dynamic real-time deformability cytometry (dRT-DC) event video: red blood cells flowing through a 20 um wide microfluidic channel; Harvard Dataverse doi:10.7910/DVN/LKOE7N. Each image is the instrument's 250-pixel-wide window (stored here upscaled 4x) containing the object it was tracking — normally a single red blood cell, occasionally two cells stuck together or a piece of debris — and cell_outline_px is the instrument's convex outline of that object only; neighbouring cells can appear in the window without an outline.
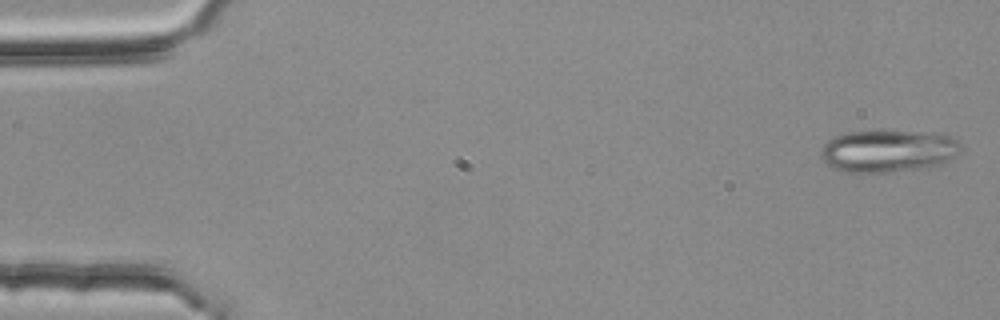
{"species": "common noctule bat (a hibernating species)", "species_latin": "Nyctalus noctula", "temperature_condition": "room temperature", "stored_images_in_passage": 3, "camera_frame_rate_fps": 3000, "um_per_image_px": 0.085, "animal": {"sex": "female", "body_mass_g": 25.1}, "frame": {"image": 1, "passage_image": 1, "time_ms": 0.0, "image_size_px": [1000, 320], "cell_outline_px": [[960, 148], [948, 160], [924, 168], [884, 172], [840, 172], [832, 168], [820, 156], [820, 148], [828, 140], [836, 136], [848, 132], [944, 132], [956, 140], [960, 144]], "centroid_in_image_um": [75.44, 12.83], "position_along_channel_um": 9.6, "area_um2": 34.1}}